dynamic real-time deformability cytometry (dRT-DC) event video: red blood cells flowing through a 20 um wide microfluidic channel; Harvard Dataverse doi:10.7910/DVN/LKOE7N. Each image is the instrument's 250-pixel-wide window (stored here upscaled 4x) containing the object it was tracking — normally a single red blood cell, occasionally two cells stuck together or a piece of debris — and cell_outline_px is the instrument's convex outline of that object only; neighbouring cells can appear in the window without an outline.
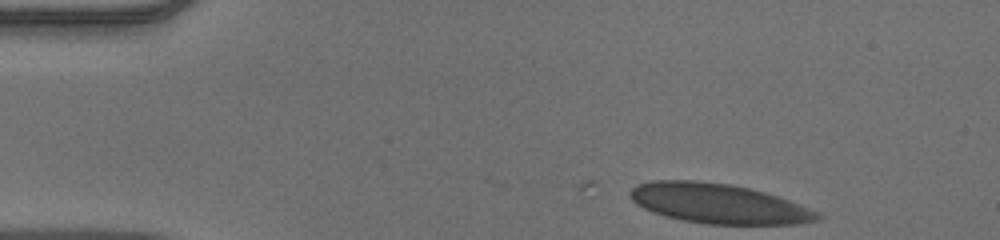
{"species": "human", "species_latin": "Homo sapiens", "temperature_condition": "warm", "stored_images_in_passage": 38, "camera_frame_rate_fps": 3000, "um_per_image_px": 0.085, "donor": {"sex": "male"}, "frame": {"image": 1, "passage_image": 1, "time_ms": 0.0, "image_size_px": [1000, 240], "cell_outline_px": [[824, 216], [820, 220], [796, 224], [708, 224], [684, 220], [652, 212], [636, 204], [632, 200], [628, 192], [636, 184], [652, 180], [696, 180], [732, 184], [764, 192], [788, 200], [820, 212]], "centroid_in_image_um": [61.08, 17.29], "position_along_channel_um": 23.9, "area_um2": 43.47}}
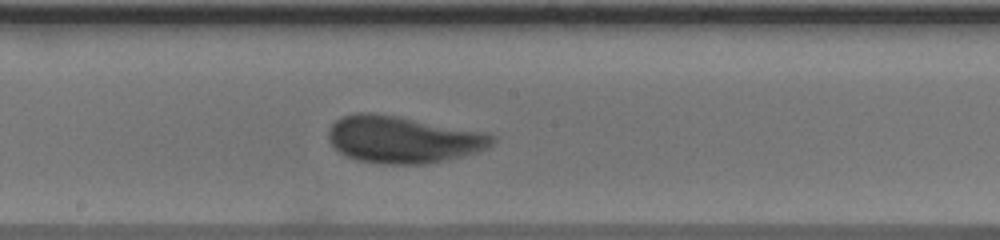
{"frame": {"image": 2, "passage_image": 22, "time_ms": 7.0, "image_size_px": [1000, 240], "cell_outline_px": [[496, 140], [488, 148], [476, 152], [428, 164], [388, 164], [356, 160], [340, 152], [328, 140], [328, 132], [332, 124], [340, 116], [356, 112], [372, 112], [396, 116], [488, 132], [496, 136]], "centroid_in_image_um": [34.27, 11.84], "position_along_channel_um": 213.9, "area_um2": 44.97}}
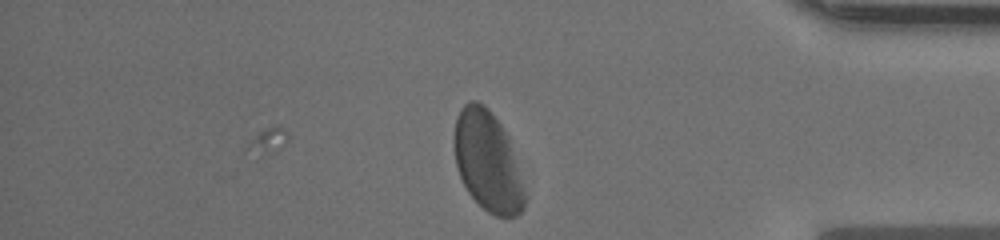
{"frame": {"image": 3, "passage_image": 38, "time_ms": 12.333, "image_size_px": [1000, 240], "cell_outline_px": [[524, 208], [516, 216], [496, 216], [488, 212], [468, 192], [460, 176], [456, 164], [452, 144], [452, 140], [456, 116], [460, 108], [468, 100], [476, 100], [484, 104], [488, 108], [500, 124], [508, 136], [524, 192]], "centroid_in_image_um": [41.39, 13.66], "position_along_channel_um": 393.8, "area_um2": 40.81}, "authors_computed_cell_mechanics": {"area_um2": 43.6101, "velocity_mm_per_s": 3.8321, "shape_relaxation_time_tau1_ms": 2.7202, "shape_relaxation_time_tau2_ms": 0.824, "deformation_change_tau1": 0.1047, "deformation_change_tau2": 0.0674}}